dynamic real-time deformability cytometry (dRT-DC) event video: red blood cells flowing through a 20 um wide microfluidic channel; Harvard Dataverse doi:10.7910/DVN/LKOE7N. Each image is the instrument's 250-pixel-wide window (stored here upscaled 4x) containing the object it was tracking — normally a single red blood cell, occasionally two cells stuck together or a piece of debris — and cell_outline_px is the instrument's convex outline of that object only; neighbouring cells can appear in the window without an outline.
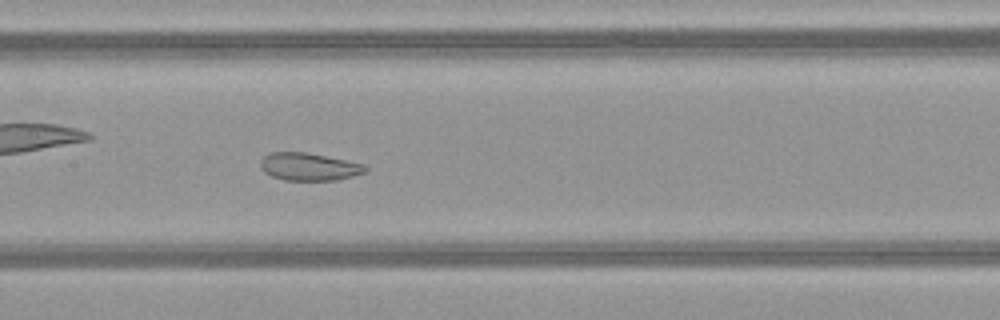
{"species": "common noctule bat (a hibernating species)", "species_latin": "Nyctalus noctula", "temperature_condition": "warm", "stored_images_in_passage": 50, "camera_frame_rate_fps": 3000, "um_per_image_px": 0.085, "animal": {"sex": "female", "body_mass_g": 21.9}, "frame": {"image": 1, "passage_image": 25, "time_ms": 8.0, "image_size_px": [1000, 320], "cell_outline_px": [[368, 172], [336, 180], [284, 180], [272, 176], [264, 172], [260, 168], [260, 160], [264, 156], [272, 152], [308, 152], [364, 164], [368, 168]], "centroid_in_image_um": [26.27, 14.17], "position_along_channel_um": 181.1, "area_um2": 16.99}}
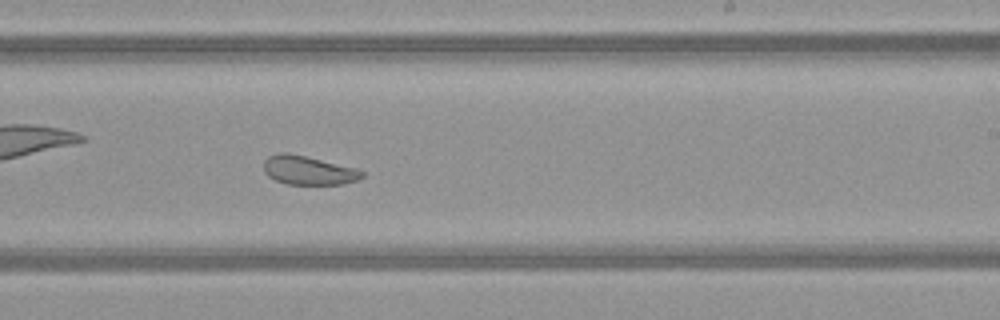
{"frame": {"image": 2, "passage_image": 31, "time_ms": 10.0, "image_size_px": [1000, 320], "cell_outline_px": [[364, 176], [360, 180], [344, 184], [288, 184], [276, 180], [268, 176], [264, 172], [264, 160], [268, 156], [280, 152], [288, 152], [356, 168], [364, 172]], "centroid_in_image_um": [26.22, 14.48], "position_along_channel_um": 262.8, "area_um2": 16.59}}
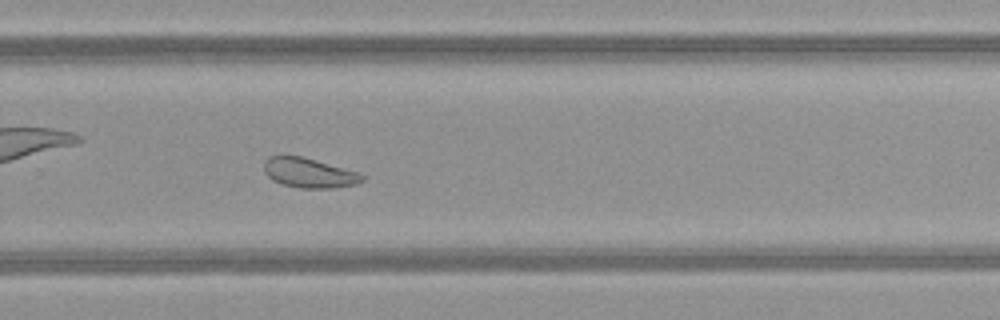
{"frame": {"image": 3, "passage_image": 34, "time_ms": 11.0, "image_size_px": [1000, 320], "cell_outline_px": [[364, 180], [356, 184], [336, 188], [300, 188], [284, 184], [272, 180], [264, 172], [264, 160], [268, 156], [300, 156], [356, 172], [364, 176]], "centroid_in_image_um": [26.23, 14.71], "position_along_channel_um": 303.6, "area_um2": 16.7}, "authors_computed_cell_mechanics": {"area_um2": 22.6287, "velocity_mm_per_s": 4.1004, "shape_relaxation_time_tau1_ms": null, "shape_relaxation_time_tau2_ms": 1.3051, "deformation_change_tau1": null, "deformation_change_tau2": 0.0699}}